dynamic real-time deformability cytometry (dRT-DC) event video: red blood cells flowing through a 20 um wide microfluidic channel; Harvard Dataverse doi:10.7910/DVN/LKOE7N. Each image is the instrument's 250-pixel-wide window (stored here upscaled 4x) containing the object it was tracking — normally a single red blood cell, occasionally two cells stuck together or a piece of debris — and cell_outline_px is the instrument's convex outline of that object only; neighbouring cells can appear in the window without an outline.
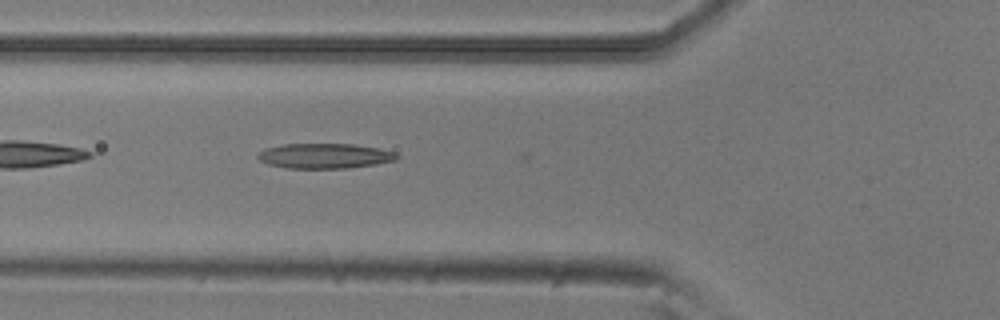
{"species": "common noctule bat (a hibernating species)", "species_latin": "Nyctalus noctula", "temperature_condition": "room temperature", "stored_images_in_passage": 4, "camera_frame_rate_fps": 3000, "um_per_image_px": 0.085, "animal": {"sex": "male", "body_mass_g": 20.5, "forearm_length_mm": 52.5}, "frame": {"image": 1, "passage_image": 4, "time_ms": 1.0, "image_size_px": [1000, 320], "cell_outline_px": [[400, 156], [396, 160], [376, 164], [344, 168], [288, 168], [268, 164], [260, 160], [256, 156], [264, 148], [284, 144], [352, 144], [380, 148], [396, 152]], "centroid_in_image_um": [27.62, 13.24], "position_along_channel_um": 98.2, "area_um2": 20.29}}